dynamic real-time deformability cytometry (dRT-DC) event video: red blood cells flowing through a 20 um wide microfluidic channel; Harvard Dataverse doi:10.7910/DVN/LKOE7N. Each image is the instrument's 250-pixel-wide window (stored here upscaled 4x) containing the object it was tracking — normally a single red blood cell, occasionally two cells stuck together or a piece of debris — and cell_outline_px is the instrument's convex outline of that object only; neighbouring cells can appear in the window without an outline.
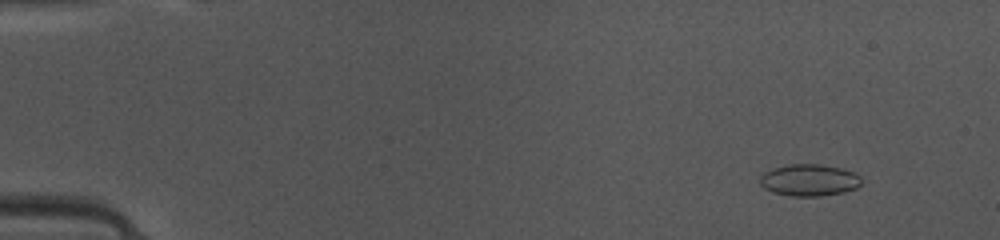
{"species": "common noctule bat (a hibernating species)", "species_latin": "Nyctalus noctula", "temperature_condition": "warm", "stored_images_in_passage": 45, "camera_frame_rate_fps": 3000, "um_per_image_px": 0.085, "animal": {"sex": "female", "body_mass_g": 10.0, "forearm_length_mm": 53.1}, "frame": {"image": 1, "passage_image": 1, "time_ms": 0.0, "image_size_px": [1000, 240], "cell_outline_px": [[860, 184], [856, 188], [844, 192], [820, 196], [788, 196], [772, 192], [764, 188], [760, 184], [760, 176], [764, 172], [772, 168], [788, 164], [820, 164], [840, 168], [852, 172], [860, 176]], "centroid_in_image_um": [68.74, 15.31], "position_along_channel_um": 16.3, "area_um2": 18.84}}
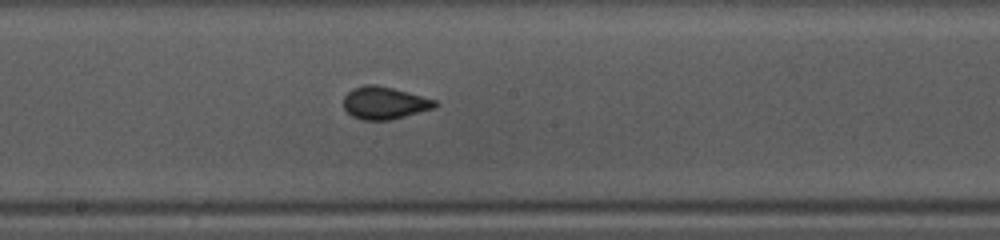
{"frame": {"image": 2, "passage_image": 23, "time_ms": 7.333, "image_size_px": [1000, 240], "cell_outline_px": [[440, 104], [436, 108], [388, 120], [360, 120], [352, 116], [344, 108], [344, 96], [352, 88], [364, 84], [376, 84], [408, 92], [436, 100]], "centroid_in_image_um": [32.68, 8.74], "position_along_channel_um": 215.5, "area_um2": 17.4}}
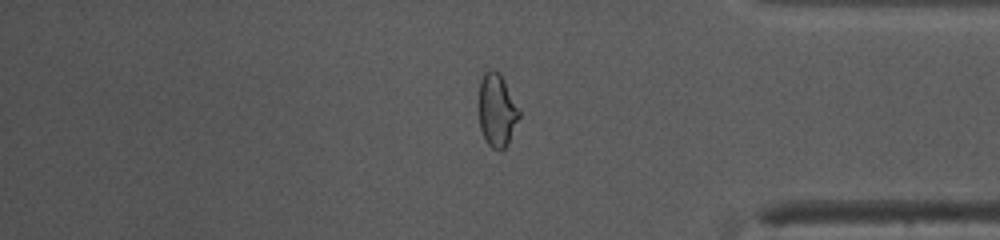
{"frame": {"image": 3, "passage_image": 37, "time_ms": 12.0, "image_size_px": [1000, 240], "cell_outline_px": [[520, 116], [508, 144], [500, 152], [492, 148], [488, 144], [480, 128], [480, 80], [484, 72], [492, 68], [500, 72], [520, 108]], "centroid_in_image_um": [42.27, 9.36], "position_along_channel_um": 392.9, "area_um2": 17.28}, "authors_computed_cell_mechanics": {"area_um2": 17.3978, "velocity_mm_per_s": 4.1541, "shape_relaxation_time_tau1_ms": 4.8827, "shape_relaxation_time_tau2_ms": null, "deformation_change_tau1": 0.1205, "deformation_change_tau2": null}}